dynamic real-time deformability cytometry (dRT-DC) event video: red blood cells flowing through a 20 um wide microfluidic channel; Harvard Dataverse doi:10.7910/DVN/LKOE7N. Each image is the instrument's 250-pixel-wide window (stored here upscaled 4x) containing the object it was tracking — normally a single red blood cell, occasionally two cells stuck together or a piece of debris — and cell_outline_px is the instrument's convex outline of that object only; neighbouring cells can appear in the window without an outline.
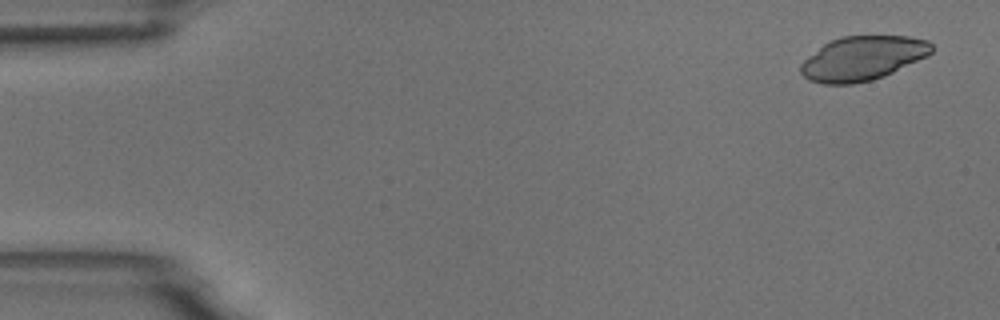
{"species": "common noctule bat (a hibernating species)", "species_latin": "Nyctalus noctula", "temperature_condition": "room temperature", "stored_images_in_passage": 6, "camera_frame_rate_fps": 3000, "um_per_image_px": 0.085, "animal": {"sex": "male", "body_mass_g": 18.8}, "frame": {"image": 1, "passage_image": 1, "time_ms": 0.0, "image_size_px": [1000, 320], "cell_outline_px": [[936, 48], [928, 56], [884, 76], [872, 80], [852, 84], [820, 84], [808, 80], [800, 72], [800, 64], [808, 56], [828, 40], [840, 36], [908, 36], [928, 40]], "centroid_in_image_um": [73.32, 4.95], "position_along_channel_um": 11.7, "area_um2": 34.1}}